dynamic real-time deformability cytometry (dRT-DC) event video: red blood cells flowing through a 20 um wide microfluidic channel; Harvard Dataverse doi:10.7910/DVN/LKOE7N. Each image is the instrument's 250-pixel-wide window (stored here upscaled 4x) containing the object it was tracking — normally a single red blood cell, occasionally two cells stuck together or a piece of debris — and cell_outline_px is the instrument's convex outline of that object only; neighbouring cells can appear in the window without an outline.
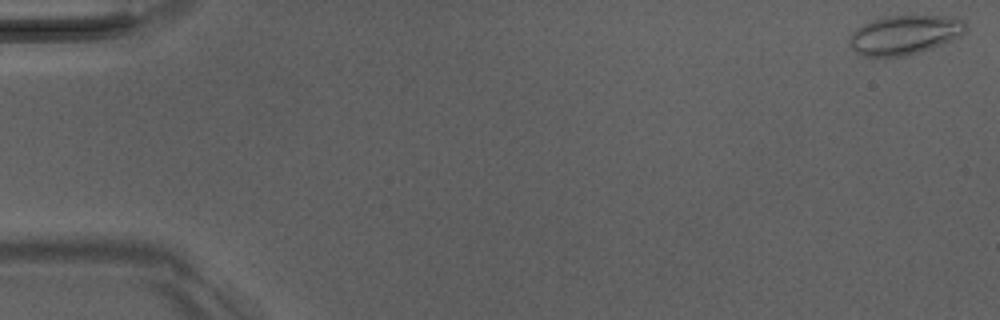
{"species": "Egyptian fruit bat (a non-hibernating species)", "species_latin": "Rousettus aegyptiacus", "temperature_condition": "room temperature", "stored_images_in_passage": 51, "camera_frame_rate_fps": 3000, "um_per_image_px": 0.085, "animal": {"sex": "male"}, "frame": {"image": 1, "passage_image": 1, "time_ms": 0.0, "image_size_px": [1000, 320], "cell_outline_px": [[968, 28], [960, 36], [952, 40], [932, 48], [908, 56], [860, 56], [852, 48], [848, 40], [852, 32], [856, 28], [872, 20], [884, 16], [948, 16], [964, 20], [968, 24]], "centroid_in_image_um": [76.91, 2.96], "position_along_channel_um": 8.1, "area_um2": 26.76}}
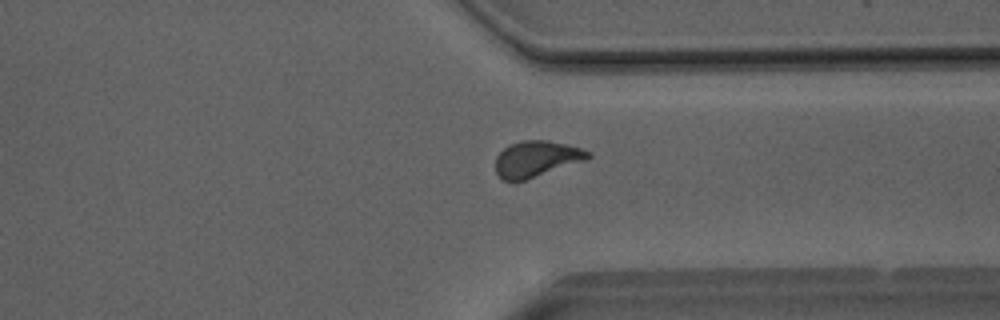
{"frame": {"image": 2, "passage_image": 39, "time_ms": 12.667, "image_size_px": [1000, 320], "cell_outline_px": [[592, 156], [588, 160], [512, 184], [500, 180], [496, 172], [496, 156], [508, 144], [524, 140], [548, 140], [580, 148], [588, 152]], "centroid_in_image_um": [45.55, 13.54], "position_along_channel_um": 365.9, "area_um2": 19.77}}
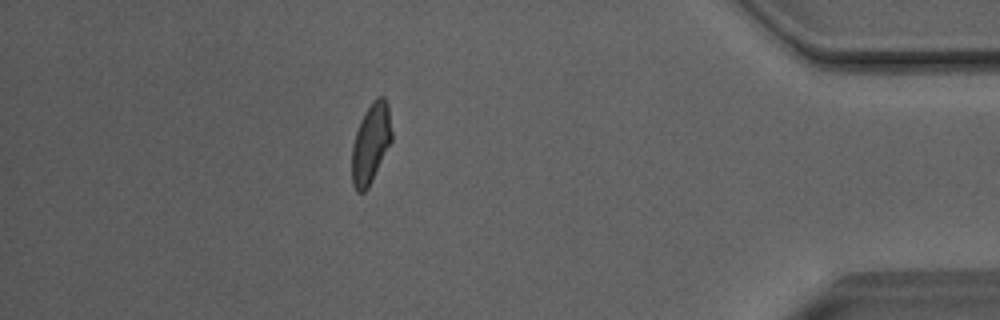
{"frame": {"image": 3, "passage_image": 45, "time_ms": 14.667, "image_size_px": [1000, 320], "cell_outline_px": [[392, 140], [368, 188], [364, 192], [356, 192], [352, 184], [352, 144], [360, 120], [364, 112], [372, 100], [376, 96], [384, 96], [388, 104], [392, 132]], "centroid_in_image_um": [31.51, 12.16], "position_along_channel_um": 403.7, "area_um2": 18.67}, "authors_computed_cell_mechanics": {"area_um2": 19.4208, "velocity_mm_per_s": 4.0605, "shape_relaxation_time_tau1_ms": 4.7954, "shape_relaxation_time_tau2_ms": 1.1715, "deformation_change_tau1": 0.1331, "deformation_change_tau2": 0.0572}}